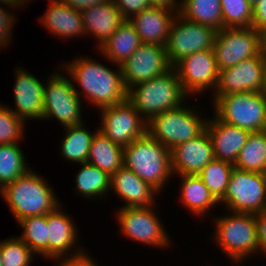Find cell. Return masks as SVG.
<instances>
[{"label":"cell","mask_w":266,"mask_h":266,"mask_svg":"<svg viewBox=\"0 0 266 266\" xmlns=\"http://www.w3.org/2000/svg\"><path fill=\"white\" fill-rule=\"evenodd\" d=\"M66 136L62 141L61 153L69 161L87 163L91 141L95 133L83 127V123L66 127Z\"/></svg>","instance_id":"cell-30"},{"label":"cell","mask_w":266,"mask_h":266,"mask_svg":"<svg viewBox=\"0 0 266 266\" xmlns=\"http://www.w3.org/2000/svg\"><path fill=\"white\" fill-rule=\"evenodd\" d=\"M234 168L266 174V130L250 133L239 152Z\"/></svg>","instance_id":"cell-27"},{"label":"cell","mask_w":266,"mask_h":266,"mask_svg":"<svg viewBox=\"0 0 266 266\" xmlns=\"http://www.w3.org/2000/svg\"><path fill=\"white\" fill-rule=\"evenodd\" d=\"M216 117L249 132L266 130V94L241 92L214 95Z\"/></svg>","instance_id":"cell-5"},{"label":"cell","mask_w":266,"mask_h":266,"mask_svg":"<svg viewBox=\"0 0 266 266\" xmlns=\"http://www.w3.org/2000/svg\"><path fill=\"white\" fill-rule=\"evenodd\" d=\"M0 2L10 7H13V6L16 7L20 5L18 0H0Z\"/></svg>","instance_id":"cell-46"},{"label":"cell","mask_w":266,"mask_h":266,"mask_svg":"<svg viewBox=\"0 0 266 266\" xmlns=\"http://www.w3.org/2000/svg\"><path fill=\"white\" fill-rule=\"evenodd\" d=\"M151 207H121L117 218L119 225L122 232L134 241L165 247L170 240Z\"/></svg>","instance_id":"cell-14"},{"label":"cell","mask_w":266,"mask_h":266,"mask_svg":"<svg viewBox=\"0 0 266 266\" xmlns=\"http://www.w3.org/2000/svg\"><path fill=\"white\" fill-rule=\"evenodd\" d=\"M213 51L218 70L237 65L259 55V34L254 27L225 28L216 31Z\"/></svg>","instance_id":"cell-10"},{"label":"cell","mask_w":266,"mask_h":266,"mask_svg":"<svg viewBox=\"0 0 266 266\" xmlns=\"http://www.w3.org/2000/svg\"><path fill=\"white\" fill-rule=\"evenodd\" d=\"M23 227V240L32 250V252L42 254L48 257V226L47 214L29 216L18 221Z\"/></svg>","instance_id":"cell-32"},{"label":"cell","mask_w":266,"mask_h":266,"mask_svg":"<svg viewBox=\"0 0 266 266\" xmlns=\"http://www.w3.org/2000/svg\"><path fill=\"white\" fill-rule=\"evenodd\" d=\"M113 71L91 59H76L66 65L69 75L84 89V96L101 108L113 106L127 99L121 67Z\"/></svg>","instance_id":"cell-1"},{"label":"cell","mask_w":266,"mask_h":266,"mask_svg":"<svg viewBox=\"0 0 266 266\" xmlns=\"http://www.w3.org/2000/svg\"><path fill=\"white\" fill-rule=\"evenodd\" d=\"M223 27H252L253 7L248 0H220Z\"/></svg>","instance_id":"cell-35"},{"label":"cell","mask_w":266,"mask_h":266,"mask_svg":"<svg viewBox=\"0 0 266 266\" xmlns=\"http://www.w3.org/2000/svg\"><path fill=\"white\" fill-rule=\"evenodd\" d=\"M0 266H2V262H1V244H0Z\"/></svg>","instance_id":"cell-49"},{"label":"cell","mask_w":266,"mask_h":266,"mask_svg":"<svg viewBox=\"0 0 266 266\" xmlns=\"http://www.w3.org/2000/svg\"><path fill=\"white\" fill-rule=\"evenodd\" d=\"M114 2L125 20L151 7L149 0H114Z\"/></svg>","instance_id":"cell-38"},{"label":"cell","mask_w":266,"mask_h":266,"mask_svg":"<svg viewBox=\"0 0 266 266\" xmlns=\"http://www.w3.org/2000/svg\"><path fill=\"white\" fill-rule=\"evenodd\" d=\"M136 88V89H135ZM188 95L174 67L149 81L132 86L127 99L148 122L152 117L181 106Z\"/></svg>","instance_id":"cell-3"},{"label":"cell","mask_w":266,"mask_h":266,"mask_svg":"<svg viewBox=\"0 0 266 266\" xmlns=\"http://www.w3.org/2000/svg\"><path fill=\"white\" fill-rule=\"evenodd\" d=\"M19 1V3H20V6L22 5V4H24V1H26V0H18Z\"/></svg>","instance_id":"cell-50"},{"label":"cell","mask_w":266,"mask_h":266,"mask_svg":"<svg viewBox=\"0 0 266 266\" xmlns=\"http://www.w3.org/2000/svg\"><path fill=\"white\" fill-rule=\"evenodd\" d=\"M171 169L178 175H198L215 159L211 137L205 129L197 137L170 149Z\"/></svg>","instance_id":"cell-17"},{"label":"cell","mask_w":266,"mask_h":266,"mask_svg":"<svg viewBox=\"0 0 266 266\" xmlns=\"http://www.w3.org/2000/svg\"><path fill=\"white\" fill-rule=\"evenodd\" d=\"M263 213L266 214V202H265V206H264V209H263Z\"/></svg>","instance_id":"cell-51"},{"label":"cell","mask_w":266,"mask_h":266,"mask_svg":"<svg viewBox=\"0 0 266 266\" xmlns=\"http://www.w3.org/2000/svg\"><path fill=\"white\" fill-rule=\"evenodd\" d=\"M206 129L213 143L215 159L234 165L251 132L224 123L216 116L206 123Z\"/></svg>","instance_id":"cell-19"},{"label":"cell","mask_w":266,"mask_h":266,"mask_svg":"<svg viewBox=\"0 0 266 266\" xmlns=\"http://www.w3.org/2000/svg\"><path fill=\"white\" fill-rule=\"evenodd\" d=\"M35 173L29 170L0 190L17 221L29 216L48 214L61 206L52 187Z\"/></svg>","instance_id":"cell-4"},{"label":"cell","mask_w":266,"mask_h":266,"mask_svg":"<svg viewBox=\"0 0 266 266\" xmlns=\"http://www.w3.org/2000/svg\"><path fill=\"white\" fill-rule=\"evenodd\" d=\"M175 11L160 7H150L132 16L129 21L134 25L142 43L165 46L169 36Z\"/></svg>","instance_id":"cell-20"},{"label":"cell","mask_w":266,"mask_h":266,"mask_svg":"<svg viewBox=\"0 0 266 266\" xmlns=\"http://www.w3.org/2000/svg\"><path fill=\"white\" fill-rule=\"evenodd\" d=\"M176 0H149L151 7H160L165 9L175 10L176 14L180 11V5Z\"/></svg>","instance_id":"cell-44"},{"label":"cell","mask_w":266,"mask_h":266,"mask_svg":"<svg viewBox=\"0 0 266 266\" xmlns=\"http://www.w3.org/2000/svg\"><path fill=\"white\" fill-rule=\"evenodd\" d=\"M87 163L111 176L123 166V147L97 130L91 141Z\"/></svg>","instance_id":"cell-26"},{"label":"cell","mask_w":266,"mask_h":266,"mask_svg":"<svg viewBox=\"0 0 266 266\" xmlns=\"http://www.w3.org/2000/svg\"><path fill=\"white\" fill-rule=\"evenodd\" d=\"M62 3L71 7L76 11H83L92 6H98L99 4H103L108 0H60Z\"/></svg>","instance_id":"cell-43"},{"label":"cell","mask_w":266,"mask_h":266,"mask_svg":"<svg viewBox=\"0 0 266 266\" xmlns=\"http://www.w3.org/2000/svg\"><path fill=\"white\" fill-rule=\"evenodd\" d=\"M233 169L234 165L232 163L214 159L198 174L218 202L225 196Z\"/></svg>","instance_id":"cell-33"},{"label":"cell","mask_w":266,"mask_h":266,"mask_svg":"<svg viewBox=\"0 0 266 266\" xmlns=\"http://www.w3.org/2000/svg\"><path fill=\"white\" fill-rule=\"evenodd\" d=\"M110 187L127 202L123 208L152 206L155 200L154 194L159 193L149 183L124 166L111 175Z\"/></svg>","instance_id":"cell-21"},{"label":"cell","mask_w":266,"mask_h":266,"mask_svg":"<svg viewBox=\"0 0 266 266\" xmlns=\"http://www.w3.org/2000/svg\"><path fill=\"white\" fill-rule=\"evenodd\" d=\"M58 206L47 214L48 226V258L57 259L65 255L77 240V230L74 223L60 211Z\"/></svg>","instance_id":"cell-23"},{"label":"cell","mask_w":266,"mask_h":266,"mask_svg":"<svg viewBox=\"0 0 266 266\" xmlns=\"http://www.w3.org/2000/svg\"><path fill=\"white\" fill-rule=\"evenodd\" d=\"M23 154L18 144H0V189L30 170Z\"/></svg>","instance_id":"cell-31"},{"label":"cell","mask_w":266,"mask_h":266,"mask_svg":"<svg viewBox=\"0 0 266 266\" xmlns=\"http://www.w3.org/2000/svg\"><path fill=\"white\" fill-rule=\"evenodd\" d=\"M123 166L158 192L173 174L170 150L148 133L123 147Z\"/></svg>","instance_id":"cell-2"},{"label":"cell","mask_w":266,"mask_h":266,"mask_svg":"<svg viewBox=\"0 0 266 266\" xmlns=\"http://www.w3.org/2000/svg\"><path fill=\"white\" fill-rule=\"evenodd\" d=\"M266 25V0H258L253 6L252 27L256 30Z\"/></svg>","instance_id":"cell-41"},{"label":"cell","mask_w":266,"mask_h":266,"mask_svg":"<svg viewBox=\"0 0 266 266\" xmlns=\"http://www.w3.org/2000/svg\"><path fill=\"white\" fill-rule=\"evenodd\" d=\"M76 251L75 254L69 256V258H64L62 263L57 266H97L96 263L87 254Z\"/></svg>","instance_id":"cell-40"},{"label":"cell","mask_w":266,"mask_h":266,"mask_svg":"<svg viewBox=\"0 0 266 266\" xmlns=\"http://www.w3.org/2000/svg\"><path fill=\"white\" fill-rule=\"evenodd\" d=\"M264 58L261 54L220 70L214 95L263 92Z\"/></svg>","instance_id":"cell-15"},{"label":"cell","mask_w":266,"mask_h":266,"mask_svg":"<svg viewBox=\"0 0 266 266\" xmlns=\"http://www.w3.org/2000/svg\"><path fill=\"white\" fill-rule=\"evenodd\" d=\"M187 107L166 110L147 122V133L169 150L200 135L206 129L207 120Z\"/></svg>","instance_id":"cell-6"},{"label":"cell","mask_w":266,"mask_h":266,"mask_svg":"<svg viewBox=\"0 0 266 266\" xmlns=\"http://www.w3.org/2000/svg\"><path fill=\"white\" fill-rule=\"evenodd\" d=\"M142 44L134 25L124 20L118 29L99 48L105 58L121 65Z\"/></svg>","instance_id":"cell-25"},{"label":"cell","mask_w":266,"mask_h":266,"mask_svg":"<svg viewBox=\"0 0 266 266\" xmlns=\"http://www.w3.org/2000/svg\"><path fill=\"white\" fill-rule=\"evenodd\" d=\"M263 92L266 94V57H264V83Z\"/></svg>","instance_id":"cell-47"},{"label":"cell","mask_w":266,"mask_h":266,"mask_svg":"<svg viewBox=\"0 0 266 266\" xmlns=\"http://www.w3.org/2000/svg\"><path fill=\"white\" fill-rule=\"evenodd\" d=\"M82 165L75 178L76 190L88 198L106 194L110 188L111 176L89 163Z\"/></svg>","instance_id":"cell-34"},{"label":"cell","mask_w":266,"mask_h":266,"mask_svg":"<svg viewBox=\"0 0 266 266\" xmlns=\"http://www.w3.org/2000/svg\"><path fill=\"white\" fill-rule=\"evenodd\" d=\"M216 31L211 26L190 21L177 13L165 43L170 65L174 67L183 58L195 52L213 49Z\"/></svg>","instance_id":"cell-8"},{"label":"cell","mask_w":266,"mask_h":266,"mask_svg":"<svg viewBox=\"0 0 266 266\" xmlns=\"http://www.w3.org/2000/svg\"><path fill=\"white\" fill-rule=\"evenodd\" d=\"M48 10L41 22L55 36L71 37L85 34L83 17L80 11H76L60 0H50Z\"/></svg>","instance_id":"cell-24"},{"label":"cell","mask_w":266,"mask_h":266,"mask_svg":"<svg viewBox=\"0 0 266 266\" xmlns=\"http://www.w3.org/2000/svg\"><path fill=\"white\" fill-rule=\"evenodd\" d=\"M24 120L13 110L0 105V144H18L23 136Z\"/></svg>","instance_id":"cell-37"},{"label":"cell","mask_w":266,"mask_h":266,"mask_svg":"<svg viewBox=\"0 0 266 266\" xmlns=\"http://www.w3.org/2000/svg\"><path fill=\"white\" fill-rule=\"evenodd\" d=\"M225 202L232 212L259 214L266 202V174L234 168L226 193Z\"/></svg>","instance_id":"cell-9"},{"label":"cell","mask_w":266,"mask_h":266,"mask_svg":"<svg viewBox=\"0 0 266 266\" xmlns=\"http://www.w3.org/2000/svg\"><path fill=\"white\" fill-rule=\"evenodd\" d=\"M14 19L13 16L5 11L4 8L0 7V46H5L9 43L11 36V29ZM10 33V34H9ZM8 40V41H7ZM7 42V43H6Z\"/></svg>","instance_id":"cell-39"},{"label":"cell","mask_w":266,"mask_h":266,"mask_svg":"<svg viewBox=\"0 0 266 266\" xmlns=\"http://www.w3.org/2000/svg\"><path fill=\"white\" fill-rule=\"evenodd\" d=\"M120 67L127 90L172 68L165 46L148 43H142Z\"/></svg>","instance_id":"cell-13"},{"label":"cell","mask_w":266,"mask_h":266,"mask_svg":"<svg viewBox=\"0 0 266 266\" xmlns=\"http://www.w3.org/2000/svg\"><path fill=\"white\" fill-rule=\"evenodd\" d=\"M255 219L259 248L260 251L262 250L263 253H266V214L263 212L255 214Z\"/></svg>","instance_id":"cell-42"},{"label":"cell","mask_w":266,"mask_h":266,"mask_svg":"<svg viewBox=\"0 0 266 266\" xmlns=\"http://www.w3.org/2000/svg\"><path fill=\"white\" fill-rule=\"evenodd\" d=\"M44 87L43 119L55 117L63 126L82 124L80 97L70 80L55 74Z\"/></svg>","instance_id":"cell-12"},{"label":"cell","mask_w":266,"mask_h":266,"mask_svg":"<svg viewBox=\"0 0 266 266\" xmlns=\"http://www.w3.org/2000/svg\"><path fill=\"white\" fill-rule=\"evenodd\" d=\"M174 68L187 94L199 93L210 86L216 89L219 70L213 49L190 54Z\"/></svg>","instance_id":"cell-16"},{"label":"cell","mask_w":266,"mask_h":266,"mask_svg":"<svg viewBox=\"0 0 266 266\" xmlns=\"http://www.w3.org/2000/svg\"><path fill=\"white\" fill-rule=\"evenodd\" d=\"M183 178L181 201L195 214H204L219 203L198 175H180Z\"/></svg>","instance_id":"cell-28"},{"label":"cell","mask_w":266,"mask_h":266,"mask_svg":"<svg viewBox=\"0 0 266 266\" xmlns=\"http://www.w3.org/2000/svg\"><path fill=\"white\" fill-rule=\"evenodd\" d=\"M1 244L2 266H29L33 252L31 248L19 237H13Z\"/></svg>","instance_id":"cell-36"},{"label":"cell","mask_w":266,"mask_h":266,"mask_svg":"<svg viewBox=\"0 0 266 266\" xmlns=\"http://www.w3.org/2000/svg\"><path fill=\"white\" fill-rule=\"evenodd\" d=\"M259 34V53L266 57V25L258 29Z\"/></svg>","instance_id":"cell-45"},{"label":"cell","mask_w":266,"mask_h":266,"mask_svg":"<svg viewBox=\"0 0 266 266\" xmlns=\"http://www.w3.org/2000/svg\"><path fill=\"white\" fill-rule=\"evenodd\" d=\"M216 220L215 241L233 262H241L259 249L255 214L232 212Z\"/></svg>","instance_id":"cell-7"},{"label":"cell","mask_w":266,"mask_h":266,"mask_svg":"<svg viewBox=\"0 0 266 266\" xmlns=\"http://www.w3.org/2000/svg\"><path fill=\"white\" fill-rule=\"evenodd\" d=\"M15 79L14 97L17 109L13 112L25 122L27 118L43 119L44 84L22 68H17Z\"/></svg>","instance_id":"cell-18"},{"label":"cell","mask_w":266,"mask_h":266,"mask_svg":"<svg viewBox=\"0 0 266 266\" xmlns=\"http://www.w3.org/2000/svg\"><path fill=\"white\" fill-rule=\"evenodd\" d=\"M100 112L102 125L98 130L122 147L128 146L147 133V121L128 99L101 108Z\"/></svg>","instance_id":"cell-11"},{"label":"cell","mask_w":266,"mask_h":266,"mask_svg":"<svg viewBox=\"0 0 266 266\" xmlns=\"http://www.w3.org/2000/svg\"><path fill=\"white\" fill-rule=\"evenodd\" d=\"M252 7L258 2V0H248Z\"/></svg>","instance_id":"cell-48"},{"label":"cell","mask_w":266,"mask_h":266,"mask_svg":"<svg viewBox=\"0 0 266 266\" xmlns=\"http://www.w3.org/2000/svg\"><path fill=\"white\" fill-rule=\"evenodd\" d=\"M179 14L186 19L213 27L223 28L220 0H182Z\"/></svg>","instance_id":"cell-29"},{"label":"cell","mask_w":266,"mask_h":266,"mask_svg":"<svg viewBox=\"0 0 266 266\" xmlns=\"http://www.w3.org/2000/svg\"><path fill=\"white\" fill-rule=\"evenodd\" d=\"M84 31L99 39V46L118 29L125 20L117 9L114 0L81 11Z\"/></svg>","instance_id":"cell-22"}]
</instances>
